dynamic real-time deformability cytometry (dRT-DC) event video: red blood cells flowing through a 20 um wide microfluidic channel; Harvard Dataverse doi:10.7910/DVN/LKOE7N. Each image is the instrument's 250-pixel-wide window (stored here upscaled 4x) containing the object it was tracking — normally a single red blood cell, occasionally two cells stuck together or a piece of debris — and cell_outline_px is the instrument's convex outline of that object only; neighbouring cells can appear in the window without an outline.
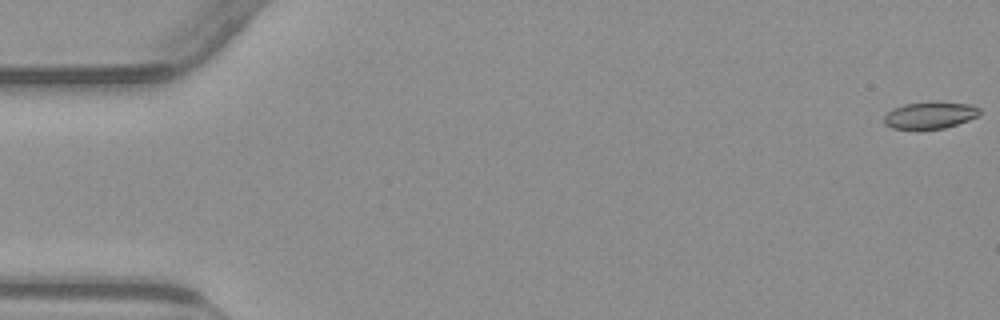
{"species": "common noctule bat (a hibernating species)", "species_latin": "Nyctalus noctula", "temperature_condition": "warm", "stored_images_in_passage": 55, "camera_frame_rate_fps": 3000, "um_per_image_px": 0.085, "animal": {"sex": "male", "body_mass_g": 23.1, "forearm_length_mm": 52.7}, "frame": {"image": 1, "passage_image": 1, "time_ms": 0.0, "image_size_px": [1000, 320], "cell_outline_px": [[980, 112], [976, 116], [968, 120], [944, 128], [892, 128], [884, 124], [884, 116], [888, 112], [904, 104], [972, 104], [980, 108]], "centroid_in_image_um": [79.04, 9.82], "position_along_channel_um": 6.0, "area_um2": 13.99}}
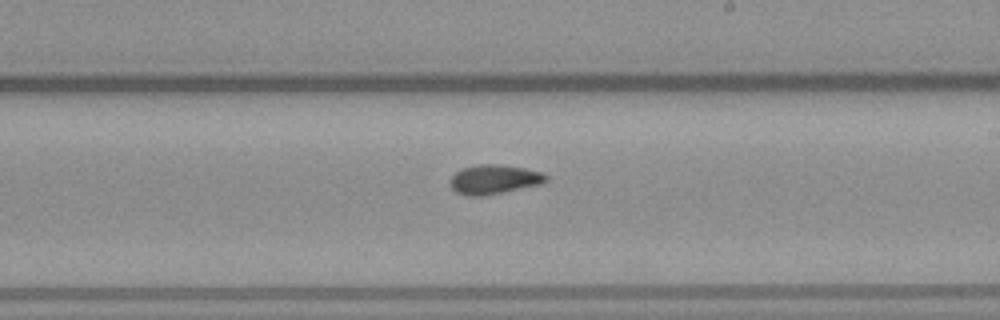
{"frame": {"image": 2, "passage_image": 32, "time_ms": 10.333, "image_size_px": [1000, 320], "cell_outline_px": [[548, 180], [544, 184], [484, 196], [468, 196], [456, 192], [452, 188], [448, 180], [456, 172], [464, 168], [480, 164], [500, 164], [524, 168], [544, 172], [548, 176]], "centroid_in_image_um": [42.04, 15.25], "position_along_channel_um": 247.0, "area_um2": 16.65}}
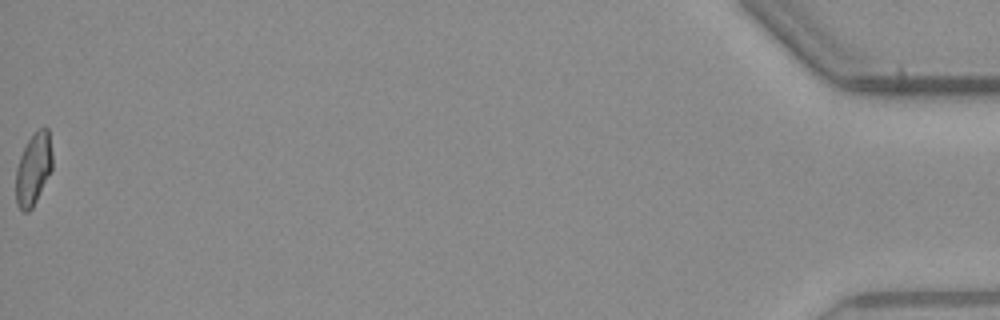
{"frame": {"image": 3, "passage_image": 55, "time_ms": 18.0, "image_size_px": [1000, 320], "cell_outline_px": [[52, 168], [32, 208], [28, 212], [24, 212], [16, 204], [16, 168], [20, 156], [28, 140], [44, 124], [48, 128], [52, 152]], "centroid_in_image_um": [2.84, 14.35], "position_along_channel_um": 432.4, "area_um2": 15.2}, "authors_computed_cell_mechanics": {"area_um2": 15.7794, "velocity_mm_per_s": 3.8476, "shape_relaxation_time_tau1_ms": null, "shape_relaxation_time_tau2_ms": 2.9004, "deformation_change_tau1": null, "deformation_change_tau2": 0.075}}